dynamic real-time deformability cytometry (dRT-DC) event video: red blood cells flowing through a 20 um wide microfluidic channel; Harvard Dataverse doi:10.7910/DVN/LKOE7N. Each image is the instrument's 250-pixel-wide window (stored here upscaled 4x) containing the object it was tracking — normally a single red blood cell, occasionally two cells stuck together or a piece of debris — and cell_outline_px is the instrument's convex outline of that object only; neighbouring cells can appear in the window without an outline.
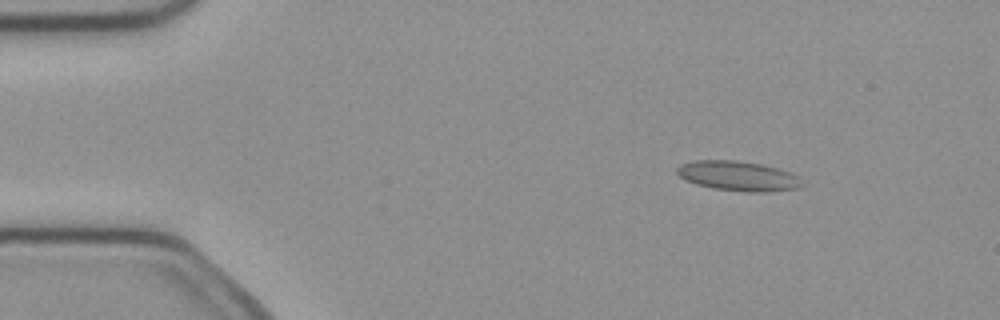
{"species": "common noctule bat (a hibernating species)", "species_latin": "Nyctalus noctula", "temperature_condition": "cold", "stored_images_in_passage": 5, "camera_frame_rate_fps": 3000, "um_per_image_px": 0.085, "animal": {"sex": "female", "body_mass_g": 21.9}, "frame": {"image": 1, "passage_image": 2, "time_ms": 0.333, "image_size_px": [1000, 320], "cell_outline_px": [[808, 184], [800, 188], [768, 192], [748, 192], [712, 188], [696, 184], [680, 176], [676, 172], [676, 168], [680, 164], [692, 160], [736, 160], [760, 164], [776, 168], [800, 176]], "centroid_in_image_um": [62.8, 14.96], "position_along_channel_um": 22.2, "area_um2": 21.96}}